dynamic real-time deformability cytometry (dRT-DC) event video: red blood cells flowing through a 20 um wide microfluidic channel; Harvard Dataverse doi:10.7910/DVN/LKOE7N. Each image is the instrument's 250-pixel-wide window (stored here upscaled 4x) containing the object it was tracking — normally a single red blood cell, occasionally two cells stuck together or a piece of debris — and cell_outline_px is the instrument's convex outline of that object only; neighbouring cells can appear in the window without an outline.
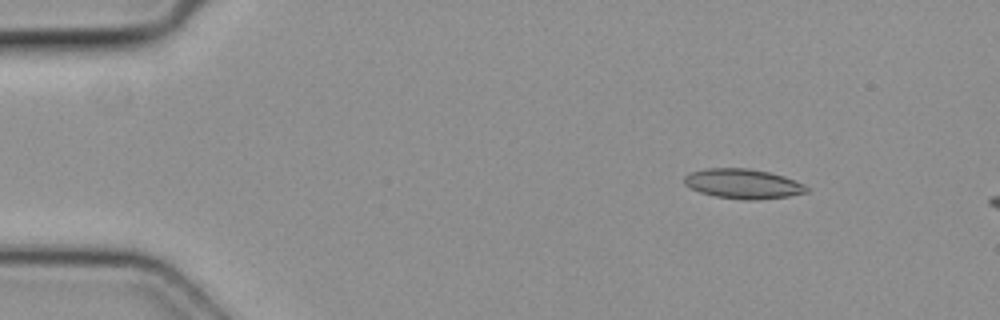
{"species": "common noctule bat (a hibernating species)", "species_latin": "Nyctalus noctula", "temperature_condition": "cold", "stored_images_in_passage": 4, "camera_frame_rate_fps": 3000, "um_per_image_px": 0.085, "animal": {"sex": "female", "body_mass_g": 19.3, "forearm_length_mm": 54.1}, "frame": {"image": 1, "passage_image": 1, "time_ms": 0.0, "image_size_px": [1000, 320], "cell_outline_px": [[808, 192], [788, 196], [756, 200], [744, 200], [716, 196], [700, 192], [684, 184], [684, 176], [688, 172], [708, 168], [748, 168], [768, 172], [784, 176], [804, 184], [808, 188]], "centroid_in_image_um": [63.14, 15.62], "position_along_channel_um": 21.9, "area_um2": 21.15}}